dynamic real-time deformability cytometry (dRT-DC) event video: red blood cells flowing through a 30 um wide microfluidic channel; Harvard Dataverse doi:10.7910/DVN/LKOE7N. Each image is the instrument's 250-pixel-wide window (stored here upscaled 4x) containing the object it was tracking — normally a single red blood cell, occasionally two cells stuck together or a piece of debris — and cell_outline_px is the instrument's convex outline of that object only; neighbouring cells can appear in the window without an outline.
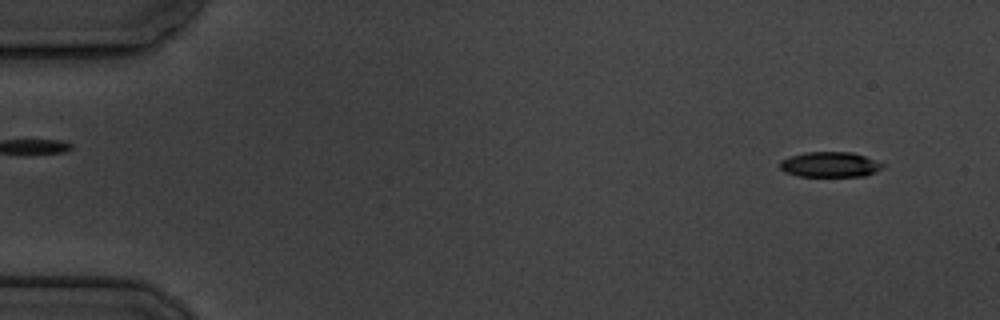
{"species": "common noctule bat (a hibernating species)", "species_latin": "Nyctalus noctula", "temperature_condition": "cold", "stored_images_in_passage": 6, "camera_frame_rate_fps": 3000, "um_per_image_px": 0.085, "animal": {"sex": "male", "body_mass_g": 19.5, "forearm_length_mm": 54.6}, "frame": {"image": 1, "passage_image": 1, "time_ms": 0.0, "image_size_px": [1000, 320], "cell_outline_px": [[884, 164], [880, 168], [864, 176], [800, 176], [784, 172], [780, 168], [780, 160], [804, 152], [852, 152], [864, 156]], "centroid_in_image_um": [70.49, 13.98], "position_along_channel_um": 14.5, "area_um2": 14.85}}
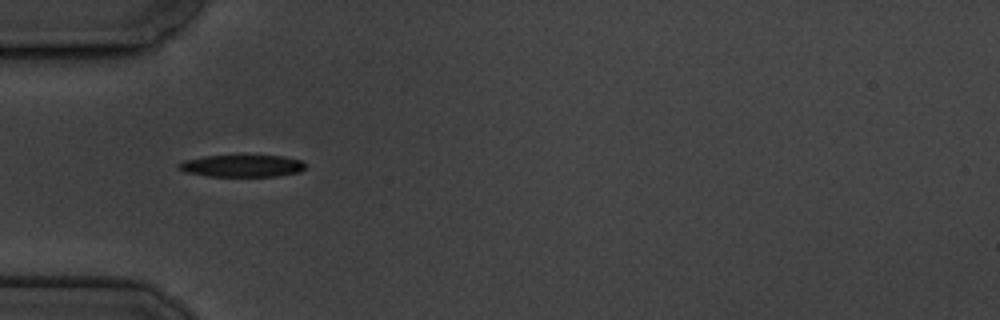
{"frame": {"image": 2, "passage_image": 5, "time_ms": 4.667, "image_size_px": [1000, 320], "cell_outline_px": [[308, 164], [300, 172], [276, 176], [208, 176], [184, 172], [176, 168], [176, 164], [184, 160], [204, 156], [284, 156], [300, 160]], "centroid_in_image_um": [20.55, 14.1], "position_along_channel_um": 64.5, "area_um2": 16.36}}
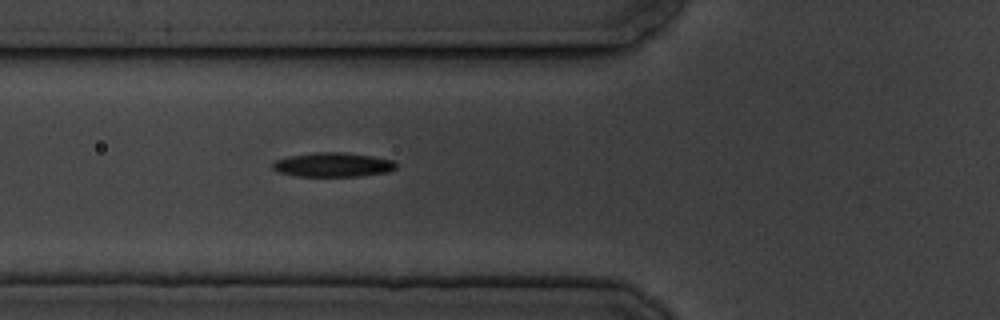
{"frame": {"image": 3, "passage_image": 6, "time_ms": 5.667, "image_size_px": [1000, 320], "cell_outline_px": [[396, 168], [388, 172], [360, 176], [296, 176], [280, 172], [272, 168], [272, 164], [276, 160], [288, 156], [316, 152], [344, 152], [372, 156], [392, 160], [396, 164]], "centroid_in_image_um": [28.3, 14.0], "position_along_channel_um": 97.5, "area_um2": 17.4}}